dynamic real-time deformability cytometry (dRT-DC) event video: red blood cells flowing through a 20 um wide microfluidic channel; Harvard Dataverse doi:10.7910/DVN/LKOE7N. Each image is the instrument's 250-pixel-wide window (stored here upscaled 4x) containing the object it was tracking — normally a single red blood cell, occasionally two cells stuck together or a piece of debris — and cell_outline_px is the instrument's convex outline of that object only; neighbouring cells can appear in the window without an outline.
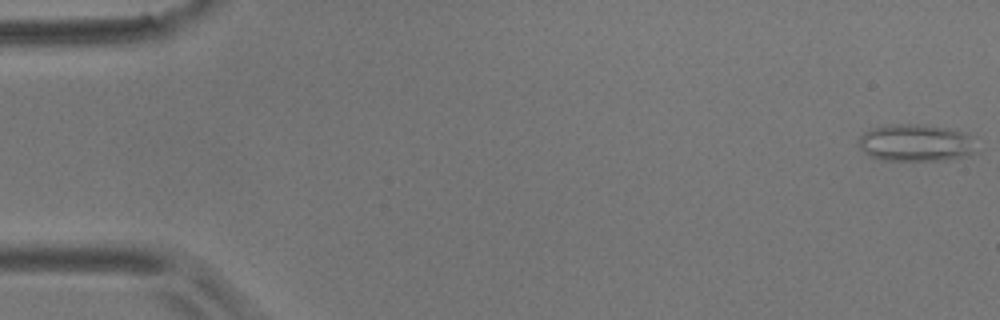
{"species": "common noctule bat (a hibernating species)", "species_latin": "Nyctalus noctula", "temperature_condition": "room temperature", "stored_images_in_passage": 13, "camera_frame_rate_fps": 3000, "um_per_image_px": 0.085, "animal": {"sex": "male", "body_mass_g": 17.9}, "frame": {"image": 1, "passage_image": 1, "time_ms": 0.0, "image_size_px": [1000, 320], "cell_outline_px": [[980, 152], [964, 156], [944, 160], [880, 160], [868, 156], [856, 144], [860, 136], [864, 132], [872, 128], [884, 124], [924, 124], [948, 128], [972, 136]], "centroid_in_image_um": [77.84, 12.14], "position_along_channel_um": 7.2, "area_um2": 26.07}}